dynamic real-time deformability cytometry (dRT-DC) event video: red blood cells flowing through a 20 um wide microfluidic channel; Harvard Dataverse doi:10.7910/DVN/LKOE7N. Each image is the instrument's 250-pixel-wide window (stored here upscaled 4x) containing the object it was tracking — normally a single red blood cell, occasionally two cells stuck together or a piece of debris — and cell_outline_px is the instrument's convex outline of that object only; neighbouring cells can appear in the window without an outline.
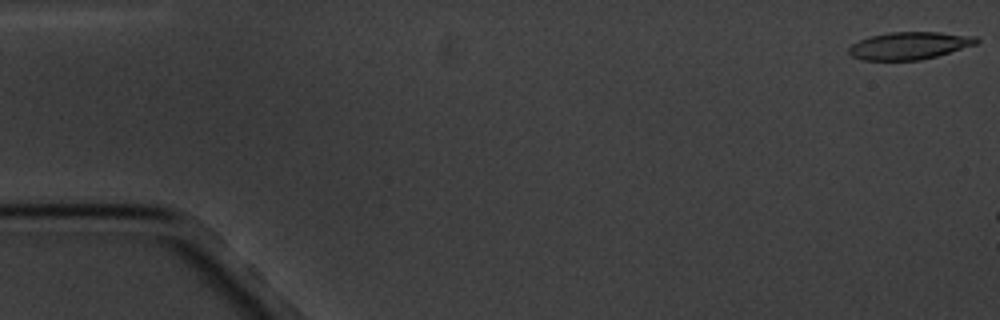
{"species": "common noctule bat (a hibernating species)", "species_latin": "Nyctalus noctula", "temperature_condition": "cold", "stored_images_in_passage": 3, "camera_frame_rate_fps": 3000, "um_per_image_px": 0.085, "animal": {"sex": "male", "body_mass_g": 20.1, "forearm_length_mm": 53.5}, "frame": {"image": 1, "passage_image": 1, "time_ms": 0.0, "image_size_px": [1000, 320], "cell_outline_px": [[980, 40], [976, 44], [936, 56], [920, 60], [864, 60], [852, 56], [848, 52], [848, 48], [852, 44], [868, 36], [888, 32], [940, 32], [976, 36]], "centroid_in_image_um": [77.28, 3.87], "position_along_channel_um": 7.7, "area_um2": 20.4}}